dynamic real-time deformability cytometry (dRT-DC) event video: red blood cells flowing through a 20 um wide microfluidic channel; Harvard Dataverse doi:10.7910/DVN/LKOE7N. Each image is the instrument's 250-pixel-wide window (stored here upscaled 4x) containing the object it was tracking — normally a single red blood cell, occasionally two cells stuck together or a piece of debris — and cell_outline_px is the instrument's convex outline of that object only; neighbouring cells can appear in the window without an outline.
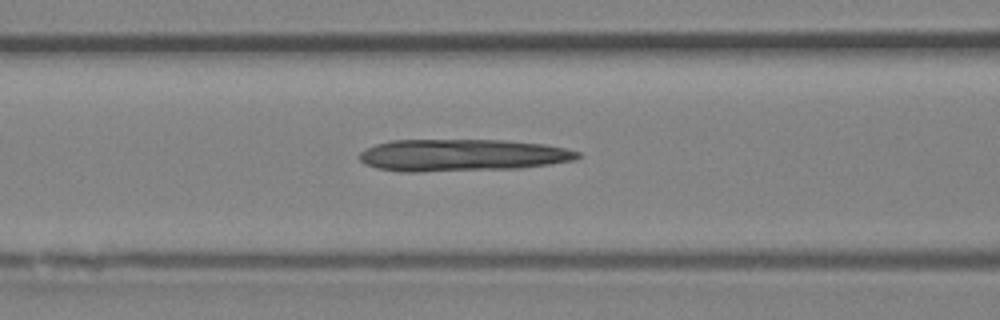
{"species": "Egyptian fruit bat (a non-hibernating species)", "species_latin": "Rousettus aegyptiacus", "temperature_condition": "room temperature", "stored_images_in_passage": 25, "camera_frame_rate_fps": 3000, "um_per_image_px": 0.085, "animal": {"sex": "female"}, "frame": {"image": 1, "passage_image": 7, "time_ms": 2.0, "image_size_px": [1000, 320], "cell_outline_px": [[580, 156], [576, 160], [520, 168], [416, 172], [408, 172], [376, 168], [364, 164], [360, 160], [360, 152], [376, 144], [392, 140], [508, 140], [544, 144], [564, 148], [580, 152]], "centroid_in_image_um": [39.28, 13.19], "position_along_channel_um": 127.3, "area_um2": 40.75}}
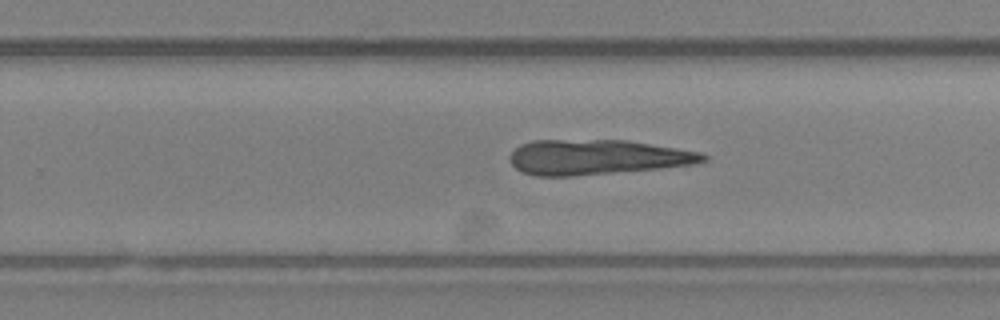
{"frame": {"image": 2, "passage_image": 17, "time_ms": 5.333, "image_size_px": [1000, 320], "cell_outline_px": [[708, 160], [692, 164], [660, 168], [572, 176], [536, 176], [524, 172], [516, 168], [512, 164], [508, 156], [520, 144], [532, 140], [624, 140], [676, 148], [700, 152], [708, 156]], "centroid_in_image_um": [50.71, 13.35], "position_along_channel_um": 279.1, "area_um2": 39.19}}
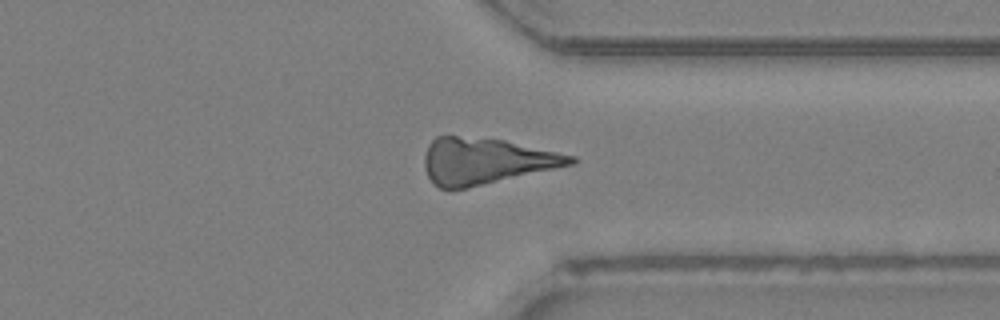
{"frame": {"image": 3, "passage_image": 23, "time_ms": 7.333, "image_size_px": [1000, 320], "cell_outline_px": [[576, 160], [572, 164], [468, 188], [440, 188], [428, 176], [424, 168], [424, 156], [428, 144], [436, 136], [456, 136], [504, 140], [576, 156]], "centroid_in_image_um": [41.26, 13.68], "position_along_channel_um": 370.1, "area_um2": 38.78}}